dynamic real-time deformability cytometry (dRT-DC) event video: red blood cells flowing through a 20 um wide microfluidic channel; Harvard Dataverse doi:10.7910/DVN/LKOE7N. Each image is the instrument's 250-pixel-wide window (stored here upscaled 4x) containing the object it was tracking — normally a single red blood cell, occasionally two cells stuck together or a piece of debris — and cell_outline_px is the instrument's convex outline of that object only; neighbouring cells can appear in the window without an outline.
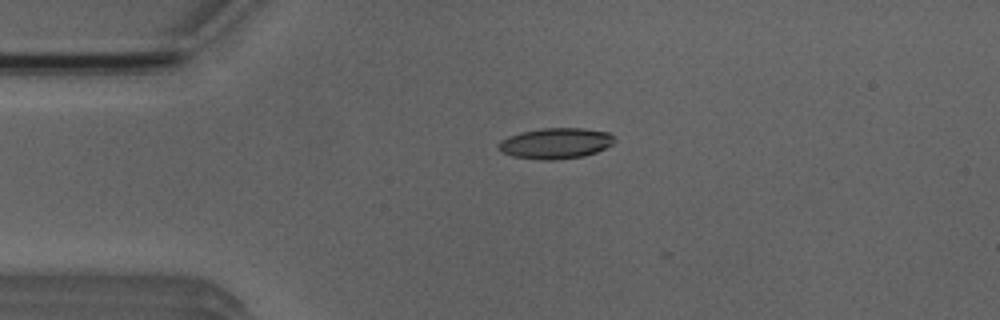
{"species": "Egyptian fruit bat (a non-hibernating species)", "species_latin": "Rousettus aegyptiacus", "temperature_condition": "room temperature", "stored_images_in_passage": 2, "camera_frame_rate_fps": 3000, "um_per_image_px": 0.085, "animal": {"sex": "male"}, "frame": {"image": 1, "passage_image": 1, "time_ms": 0.0, "image_size_px": [1000, 320], "cell_outline_px": [[616, 140], [612, 144], [596, 152], [584, 156], [552, 160], [540, 160], [512, 156], [500, 152], [496, 144], [500, 140], [508, 136], [520, 132], [540, 128], [584, 128], [608, 132]], "centroid_in_image_um": [47.18, 12.18], "position_along_channel_um": 37.8, "area_um2": 20.98}}